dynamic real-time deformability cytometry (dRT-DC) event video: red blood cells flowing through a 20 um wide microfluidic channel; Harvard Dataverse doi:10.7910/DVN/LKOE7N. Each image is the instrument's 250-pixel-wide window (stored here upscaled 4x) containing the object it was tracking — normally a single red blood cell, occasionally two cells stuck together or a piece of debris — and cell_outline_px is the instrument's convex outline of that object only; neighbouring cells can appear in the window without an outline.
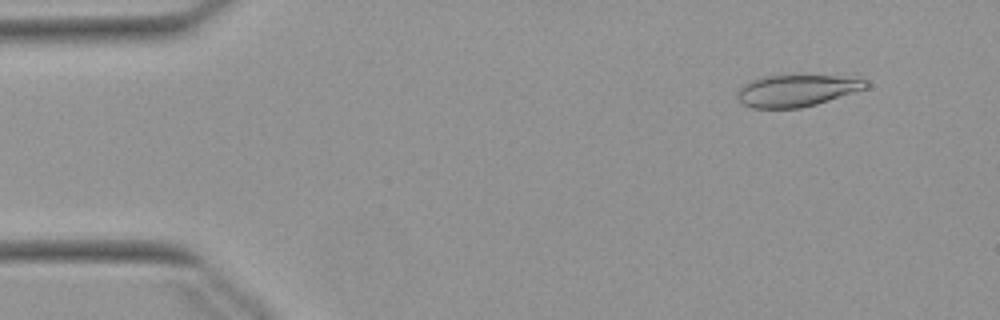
{"species": "Egyptian fruit bat (a non-hibernating species)", "species_latin": "Rousettus aegyptiacus", "temperature_condition": "warm", "stored_images_in_passage": 52, "camera_frame_rate_fps": 3000, "um_per_image_px": 0.085, "animal": {"sex": "female"}, "frame": {"image": 1, "passage_image": 5, "time_ms": 1.333, "image_size_px": [1000, 320], "cell_outline_px": [[868, 88], [816, 104], [800, 108], [752, 108], [744, 104], [736, 96], [736, 92], [744, 84], [760, 76], [792, 72], [836, 76], [868, 80]], "centroid_in_image_um": [67.7, 7.64], "position_along_channel_um": 17.3, "area_um2": 24.68}}
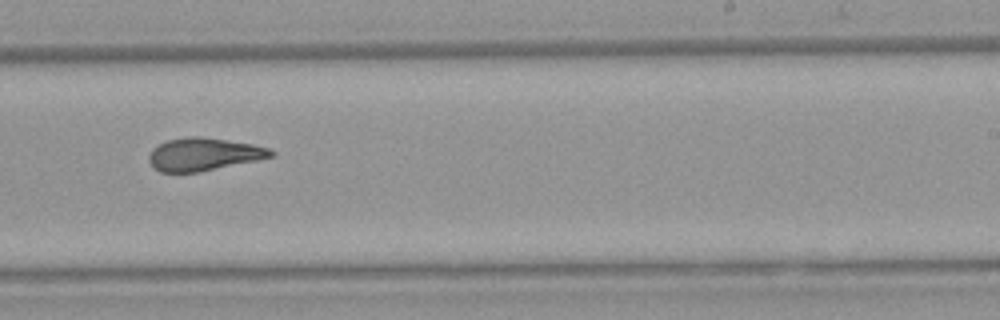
{"frame": {"image": 2, "passage_image": 32, "time_ms": 10.333, "image_size_px": [1000, 320], "cell_outline_px": [[276, 156], [200, 172], [160, 172], [152, 168], [148, 160], [148, 156], [152, 148], [168, 140], [188, 136], [196, 136], [252, 144], [268, 148], [276, 152]], "centroid_in_image_um": [17.29, 13.13], "position_along_channel_um": 271.7, "area_um2": 23.29}}
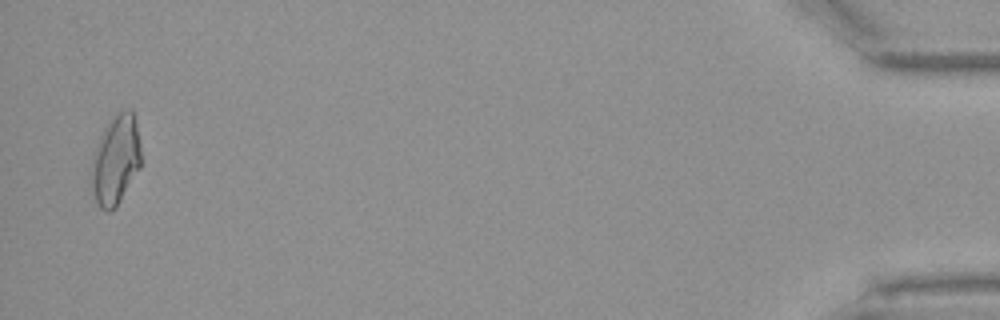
{"frame": {"image": 3, "passage_image": 51, "time_ms": 16.667, "image_size_px": [1000, 320], "cell_outline_px": [[140, 168], [116, 208], [108, 212], [100, 208], [88, 184], [88, 172], [92, 156], [100, 136], [108, 120], [120, 112], [128, 108], [132, 108], [136, 120], [140, 144]], "centroid_in_image_um": [9.79, 13.62], "position_along_channel_um": 425.4, "area_um2": 26.65}, "authors_computed_cell_mechanics": {"area_um2": 24.0448, "velocity_mm_per_s": 3.88, "shape_relaxation_time_tau1_ms": null, "shape_relaxation_time_tau2_ms": 3.1033, "deformation_change_tau1": null, "deformation_change_tau2": 0.1125}}